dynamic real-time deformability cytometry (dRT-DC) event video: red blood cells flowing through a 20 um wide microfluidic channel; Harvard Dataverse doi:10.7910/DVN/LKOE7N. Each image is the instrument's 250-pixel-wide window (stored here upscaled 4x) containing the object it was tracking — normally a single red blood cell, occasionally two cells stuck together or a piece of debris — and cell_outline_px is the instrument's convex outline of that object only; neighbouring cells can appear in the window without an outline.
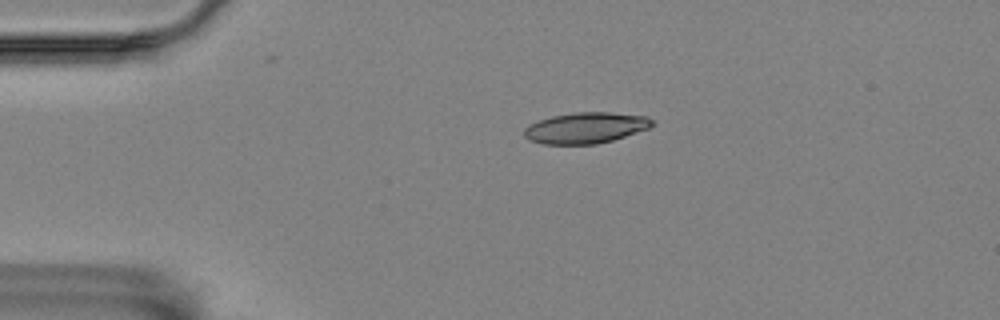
{"species": "Egyptian fruit bat (a non-hibernating species)", "species_latin": "Rousettus aegyptiacus", "temperature_condition": "room temperature", "stored_images_in_passage": 2, "camera_frame_rate_fps": 3000, "um_per_image_px": 0.085, "animal": {"sex": "female"}, "frame": {"image": 1, "passage_image": 1, "time_ms": 0.0, "image_size_px": [1000, 320], "cell_outline_px": [[652, 124], [648, 128], [612, 140], [596, 144], [544, 144], [528, 140], [524, 136], [524, 128], [528, 124], [552, 116], [576, 112], [608, 112], [648, 116], [652, 120]], "centroid_in_image_um": [49.74, 10.86], "position_along_channel_um": 35.3, "area_um2": 22.95}}